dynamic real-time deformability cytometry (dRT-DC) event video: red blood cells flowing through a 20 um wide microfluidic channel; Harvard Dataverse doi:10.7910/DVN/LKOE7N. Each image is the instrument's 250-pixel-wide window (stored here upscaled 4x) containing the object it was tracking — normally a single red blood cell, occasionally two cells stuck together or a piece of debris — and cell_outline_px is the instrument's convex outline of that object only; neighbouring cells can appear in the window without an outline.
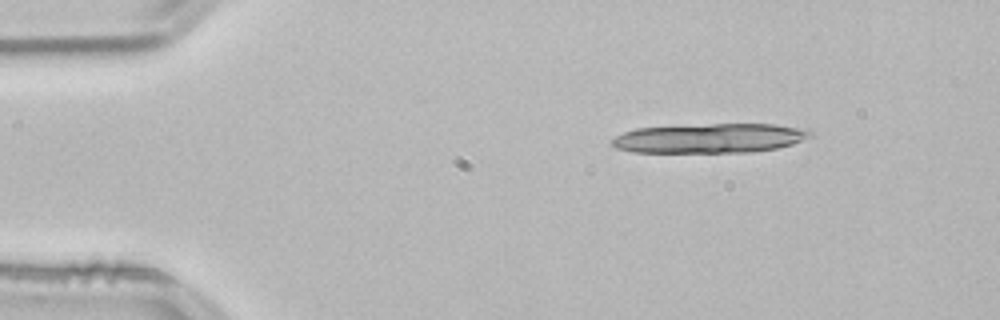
{"species": "common noctule bat (a hibernating species)", "species_latin": "Nyctalus noctula", "temperature_condition": "room temperature", "stored_images_in_passage": 17, "camera_frame_rate_fps": 3000, "um_per_image_px": 0.085, "animal": {"sex": "male", "body_mass_g": 21.5, "forearm_length_mm": 52.0}, "frame": {"image": 1, "passage_image": 4, "time_ms": 1.0, "image_size_px": [1000, 320], "cell_outline_px": [[812, 136], [792, 144], [776, 148], [752, 152], [632, 152], [616, 148], [612, 144], [612, 140], [616, 136], [624, 132], [636, 128], [712, 124], [772, 124], [808, 128], [812, 132]], "centroid_in_image_um": [60.37, 11.74], "position_along_channel_um": 24.6, "area_um2": 33.99}}